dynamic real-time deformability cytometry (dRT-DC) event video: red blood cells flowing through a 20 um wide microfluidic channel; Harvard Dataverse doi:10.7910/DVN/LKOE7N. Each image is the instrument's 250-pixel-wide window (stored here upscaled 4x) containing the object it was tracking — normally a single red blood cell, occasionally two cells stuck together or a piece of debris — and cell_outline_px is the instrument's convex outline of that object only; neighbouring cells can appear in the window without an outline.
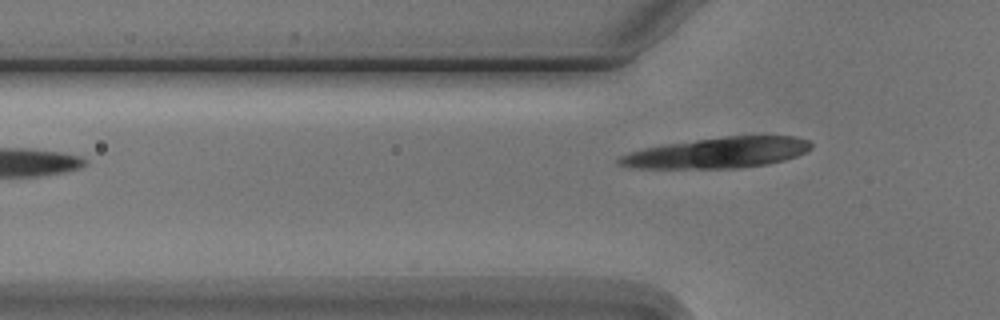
{"species": "Egyptian fruit bat (a non-hibernating species)", "species_latin": "Rousettus aegyptiacus", "temperature_condition": "cold", "stored_images_in_passage": 2, "camera_frame_rate_fps": 3000, "um_per_image_px": 0.085, "animal": {"sex": "male"}, "frame": {"image": 1, "passage_image": 2, "time_ms": 1.333, "image_size_px": [1000, 320], "cell_outline_px": [[812, 148], [796, 156], [784, 160], [768, 164], [740, 168], [632, 168], [616, 164], [616, 156], [628, 152], [644, 148], [664, 144], [724, 136], [796, 136], [808, 140], [812, 144]], "centroid_in_image_um": [60.95, 12.99], "position_along_channel_um": 64.9, "area_um2": 34.56}}